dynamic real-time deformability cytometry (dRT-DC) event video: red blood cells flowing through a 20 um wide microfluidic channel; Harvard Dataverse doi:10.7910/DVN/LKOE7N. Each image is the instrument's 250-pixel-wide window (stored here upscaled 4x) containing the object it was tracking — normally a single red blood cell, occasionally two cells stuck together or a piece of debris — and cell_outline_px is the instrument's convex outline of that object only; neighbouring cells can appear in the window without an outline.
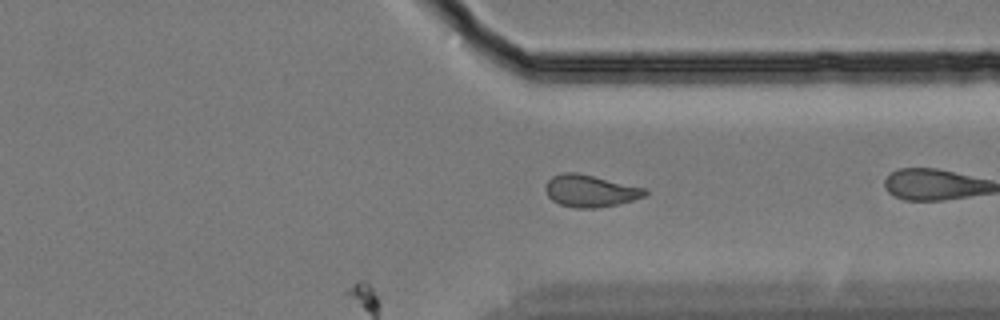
{"species": "Egyptian fruit bat (a non-hibernating species)", "species_latin": "Rousettus aegyptiacus", "temperature_condition": "cold", "stored_images_in_passage": 29, "camera_frame_rate_fps": 3000, "um_per_image_px": 0.085, "animal": {"sex": "female"}, "frame": {"image": 1, "passage_image": 29, "time_ms": 9.333, "image_size_px": [1000, 320], "cell_outline_px": [[648, 196], [616, 204], [596, 208], [576, 208], [560, 204], [552, 200], [548, 196], [544, 188], [544, 184], [552, 176], [560, 172], [576, 172], [648, 188]], "centroid_in_image_um": [50.18, 16.21], "position_along_channel_um": 361.2, "area_um2": 18.84}}